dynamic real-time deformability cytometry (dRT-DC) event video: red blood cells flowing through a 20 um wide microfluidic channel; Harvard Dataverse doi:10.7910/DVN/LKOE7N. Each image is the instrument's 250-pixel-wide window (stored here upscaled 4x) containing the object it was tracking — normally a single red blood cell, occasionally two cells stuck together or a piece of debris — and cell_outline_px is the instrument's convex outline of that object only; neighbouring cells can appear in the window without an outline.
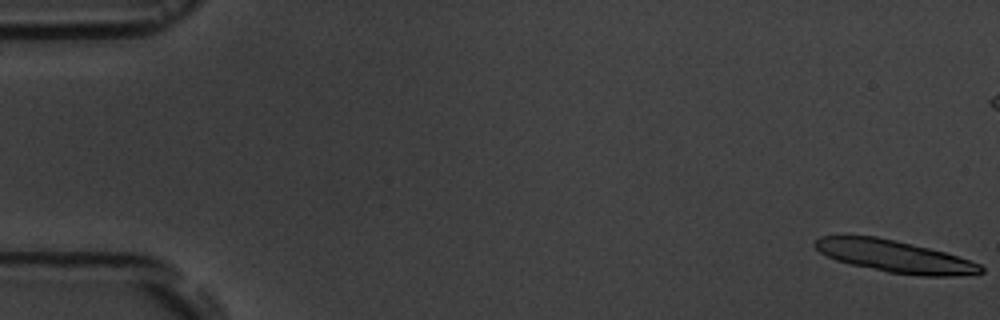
{"species": "common noctule bat (a hibernating species)", "species_latin": "Nyctalus noctula", "temperature_condition": "room temperature", "stored_images_in_passage": 7, "segment_of_instrument_passage": [1, 2], "camera_frame_rate_fps": 3000, "um_per_image_px": 0.085, "animal": {"sex": "male", "body_mass_g": 19.5, "forearm_length_mm": 54.6}, "frame": {"image": 1, "passage_image": 1, "time_ms": 0.0, "image_size_px": [1000, 320], "cell_outline_px": [[984, 272], [952, 276], [920, 276], [888, 272], [848, 264], [836, 260], [820, 252], [812, 244], [820, 236], [876, 236], [912, 244], [944, 252], [980, 264], [984, 268]], "centroid_in_image_um": [76.02, 21.8], "position_along_channel_um": 9.0, "area_um2": 30.69}}